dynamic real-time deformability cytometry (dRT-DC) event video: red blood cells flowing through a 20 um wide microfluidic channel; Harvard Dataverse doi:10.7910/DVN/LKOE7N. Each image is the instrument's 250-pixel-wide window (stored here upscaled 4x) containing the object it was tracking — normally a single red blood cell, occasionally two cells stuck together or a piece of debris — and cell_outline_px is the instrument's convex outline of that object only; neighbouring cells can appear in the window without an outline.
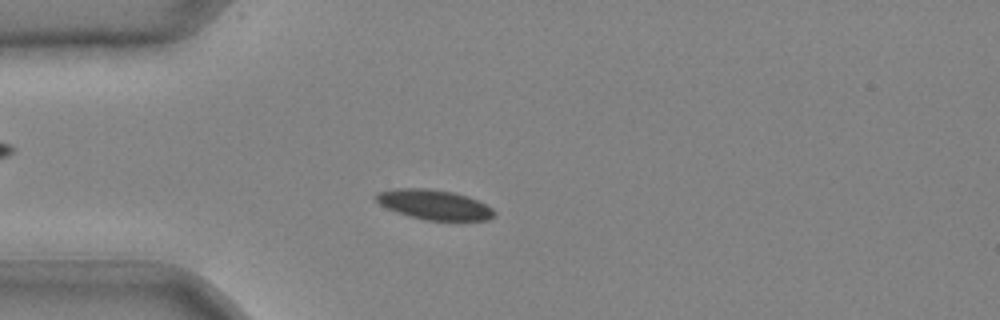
{"species": "common noctule bat (a hibernating species)", "species_latin": "Nyctalus noctula", "temperature_condition": "cold", "stored_images_in_passage": 41, "camera_frame_rate_fps": 3000, "um_per_image_px": 0.085, "animal": {"sex": "male", "body_mass_g": 20.4}, "frame": {"image": 1, "passage_image": 10, "time_ms": 3.0, "image_size_px": [1000, 320], "cell_outline_px": [[496, 216], [488, 220], [424, 220], [408, 216], [396, 212], [380, 204], [372, 196], [376, 192], [396, 188], [424, 188], [456, 192], [468, 196], [492, 208], [496, 212]], "centroid_in_image_um": [36.88, 17.39], "position_along_channel_um": 48.1, "area_um2": 20.75}}
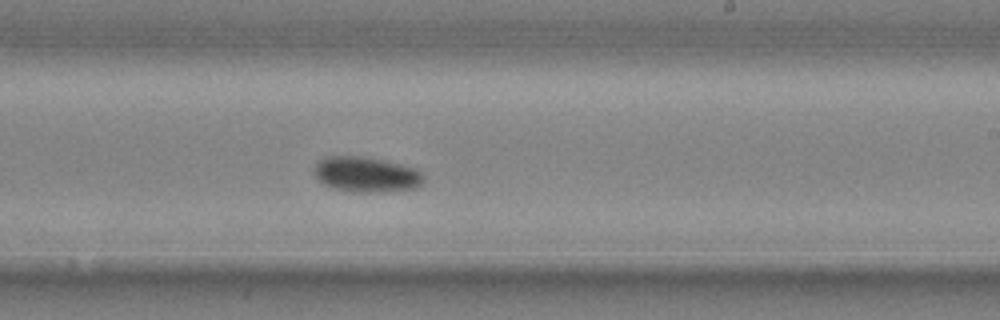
{"frame": {"image": 2, "passage_image": 25, "time_ms": 8.0, "image_size_px": [1000, 320], "cell_outline_px": [[424, 180], [416, 188], [380, 192], [352, 192], [332, 188], [324, 184], [312, 172], [316, 164], [324, 156], [364, 156], [404, 164], [416, 168], [424, 172]], "centroid_in_image_um": [31.15, 14.82], "position_along_channel_um": 257.8, "area_um2": 22.89}}
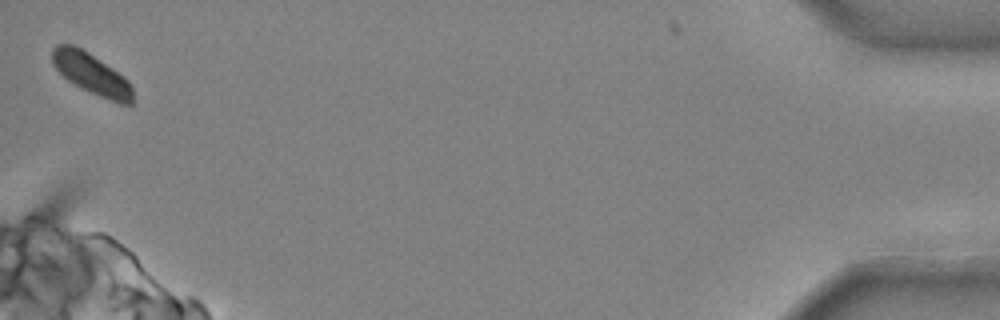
{"frame": {"image": 3, "passage_image": 41, "time_ms": 13.333, "image_size_px": [1000, 320], "cell_outline_px": [[132, 104], [116, 104], [68, 80], [52, 64], [52, 48], [56, 44], [72, 44], [88, 52], [124, 76], [128, 80], [132, 88]], "centroid_in_image_um": [7.78, 6.26], "position_along_channel_um": 427.4, "area_um2": 18.96}}